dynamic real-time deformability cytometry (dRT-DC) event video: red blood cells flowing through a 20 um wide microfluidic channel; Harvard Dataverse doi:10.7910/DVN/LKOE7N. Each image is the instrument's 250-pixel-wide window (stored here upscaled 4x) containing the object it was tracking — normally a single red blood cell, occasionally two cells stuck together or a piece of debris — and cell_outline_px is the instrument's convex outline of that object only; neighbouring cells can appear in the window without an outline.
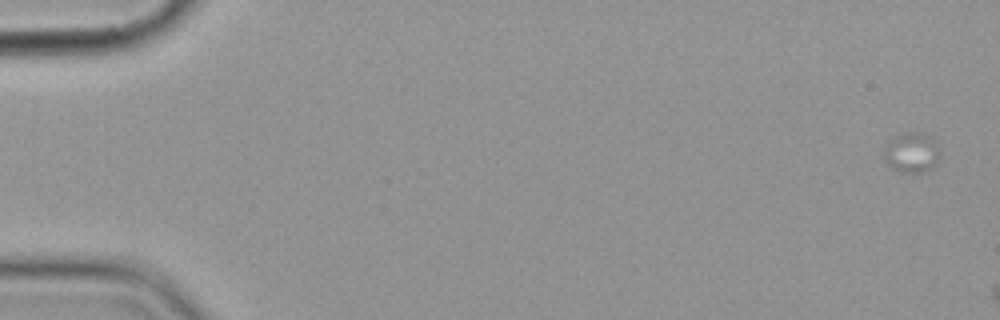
{"species": "common noctule bat (a hibernating species)", "species_latin": "Nyctalus noctula", "temperature_condition": "cold", "stored_images_in_passage": 5, "camera_frame_rate_fps": 3000, "um_per_image_px": 0.085, "animal": {"sex": "female", "body_mass_g": 19.9}, "frame": {"image": 1, "passage_image": 1, "time_ms": 0.0, "image_size_px": [1000, 320], "cell_outline_px": [[940, 156], [936, 164], [932, 168], [920, 172], [900, 172], [892, 168], [884, 160], [884, 148], [888, 140], [896, 136], [908, 132], [916, 132], [928, 136], [936, 140]], "centroid_in_image_um": [77.48, 12.97], "position_along_channel_um": 7.5, "area_um2": 13.06}}